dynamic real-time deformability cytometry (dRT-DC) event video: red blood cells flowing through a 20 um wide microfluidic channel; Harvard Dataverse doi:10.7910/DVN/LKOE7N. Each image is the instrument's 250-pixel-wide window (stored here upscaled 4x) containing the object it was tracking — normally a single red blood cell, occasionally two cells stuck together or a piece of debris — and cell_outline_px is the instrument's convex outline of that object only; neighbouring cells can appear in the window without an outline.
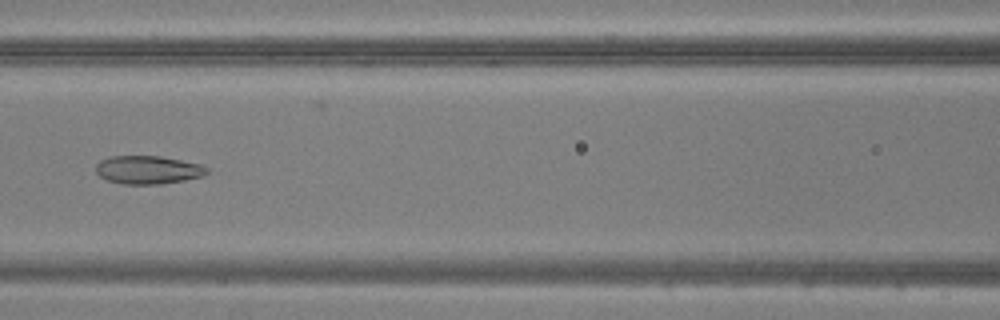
{"species": "common noctule bat (a hibernating species)", "species_latin": "Nyctalus noctula", "temperature_condition": "warm", "stored_images_in_passage": 49, "camera_frame_rate_fps": 3000, "um_per_image_px": 0.085, "animal": {"sex": "male", "body_mass_g": 20.5, "forearm_length_mm": 52.5}, "frame": {"image": 1, "passage_image": 22, "time_ms": 7.0, "image_size_px": [1000, 320], "cell_outline_px": [[208, 172], [204, 176], [184, 180], [160, 184], [124, 184], [108, 180], [100, 176], [96, 172], [96, 164], [100, 160], [108, 156], [160, 156], [200, 164], [208, 168]], "centroid_in_image_um": [12.57, 14.43], "position_along_channel_um": 154.0, "area_um2": 18.26}}
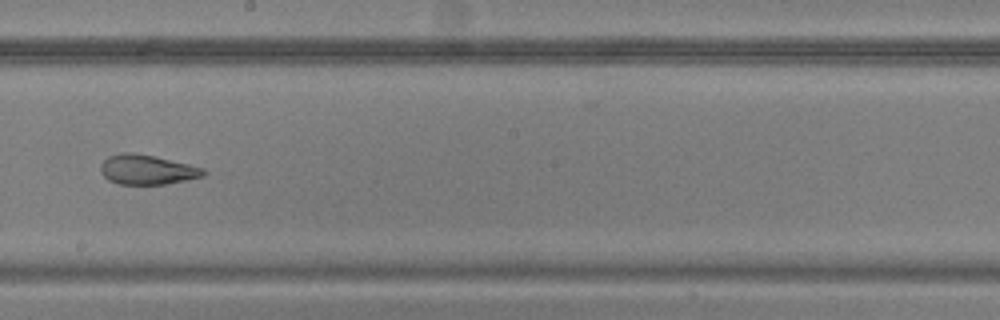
{"frame": {"image": 2, "passage_image": 28, "time_ms": 9.0, "image_size_px": [1000, 320], "cell_outline_px": [[208, 172], [204, 176], [168, 184], [120, 184], [108, 180], [100, 172], [100, 164], [108, 156], [120, 152], [132, 152], [156, 156], [204, 168]], "centroid_in_image_um": [12.5, 14.41], "position_along_channel_um": 235.7, "area_um2": 18.03}}
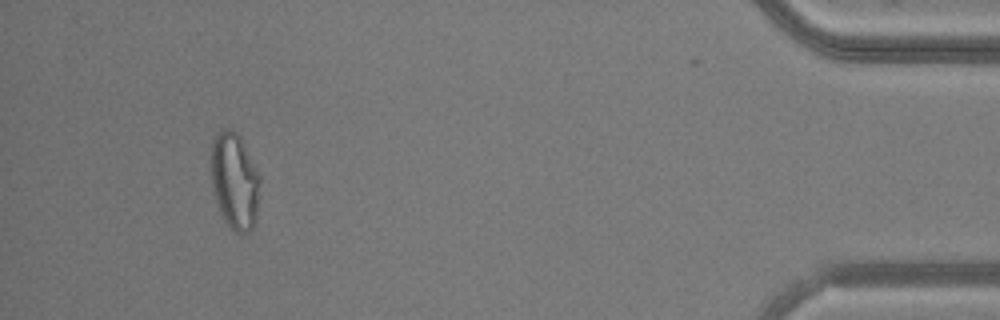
{"frame": {"image": 3, "passage_image": 46, "time_ms": 15.0, "image_size_px": [1000, 320], "cell_outline_px": [[260, 180], [256, 224], [252, 232], [244, 236], [240, 236], [228, 228], [220, 212], [212, 188], [212, 140], [216, 132], [220, 128], [228, 128], [236, 132], [240, 136], [260, 176]], "centroid_in_image_um": [19.96, 15.46], "position_along_channel_um": 415.2, "area_um2": 28.15}}